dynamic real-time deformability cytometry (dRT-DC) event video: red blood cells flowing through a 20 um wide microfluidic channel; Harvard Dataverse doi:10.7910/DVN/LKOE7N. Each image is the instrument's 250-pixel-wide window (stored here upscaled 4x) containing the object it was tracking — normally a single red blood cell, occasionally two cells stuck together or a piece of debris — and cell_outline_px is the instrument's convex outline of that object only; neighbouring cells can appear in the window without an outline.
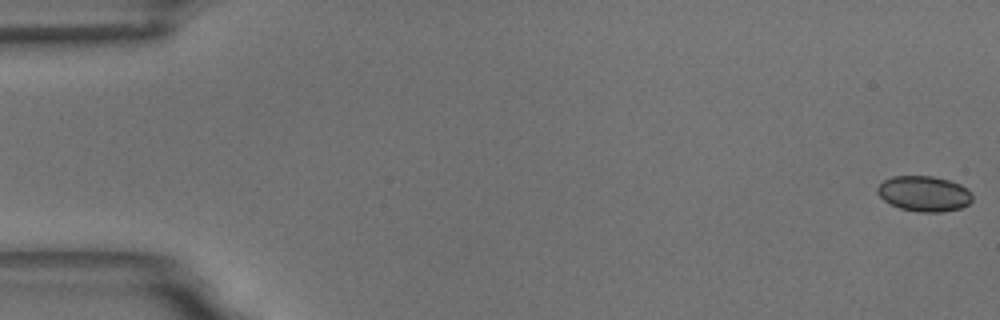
{"species": "common noctule bat (a hibernating species)", "species_latin": "Nyctalus noctula", "temperature_condition": "room temperature", "stored_images_in_passage": 59, "camera_frame_rate_fps": 3000, "um_per_image_px": 0.085, "animal": {"sex": "male", "body_mass_g": 18.8}, "frame": {"image": 1, "passage_image": 1, "time_ms": 0.0, "image_size_px": [1000, 320], "cell_outline_px": [[972, 200], [968, 204], [960, 208], [944, 212], [920, 212], [900, 208], [884, 200], [876, 192], [876, 188], [884, 180], [892, 176], [932, 176], [948, 180], [960, 184], [972, 192]], "centroid_in_image_um": [78.55, 16.46], "position_along_channel_um": 6.4, "area_um2": 19.59}}
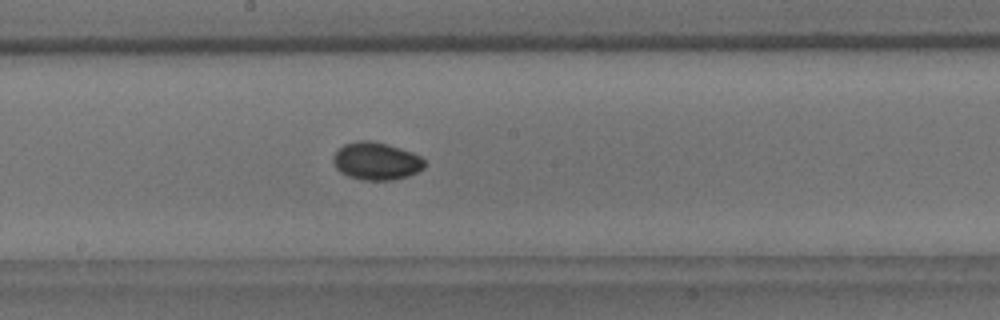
{"frame": {"image": 2, "passage_image": 32, "time_ms": 10.333, "image_size_px": [1000, 320], "cell_outline_px": [[424, 168], [408, 176], [392, 180], [364, 180], [348, 176], [340, 172], [336, 168], [332, 160], [332, 156], [344, 144], [360, 140], [372, 140], [412, 152], [420, 156], [424, 160]], "centroid_in_image_um": [31.96, 13.69], "position_along_channel_um": 216.2, "area_um2": 19.94}}
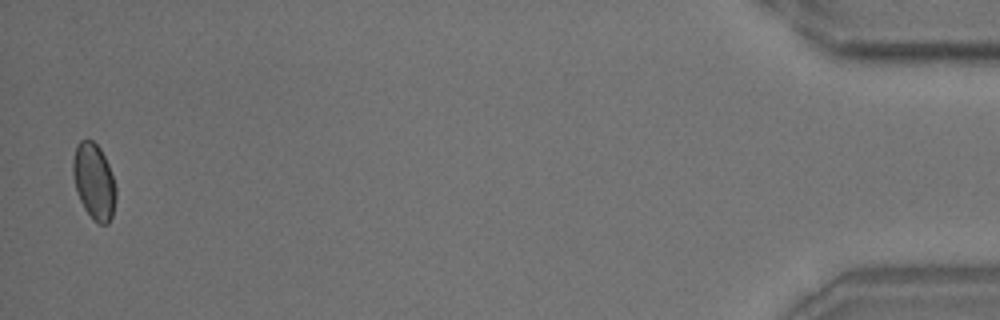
{"frame": {"image": 3, "passage_image": 58, "time_ms": 19.0, "image_size_px": [1000, 320], "cell_outline_px": [[116, 196], [112, 216], [108, 224], [100, 224], [92, 220], [84, 208], [76, 192], [72, 172], [72, 160], [76, 144], [80, 140], [92, 140], [100, 148], [108, 164], [116, 188]], "centroid_in_image_um": [7.97, 15.43], "position_along_channel_um": 427.2, "area_um2": 19.13}, "authors_computed_cell_mechanics": {"area_um2": 19.1318, "velocity_mm_per_s": 3.4704, "shape_relaxation_time_tau1_ms": 6.4361, "shape_relaxation_time_tau2_ms": 4.1922, "deformation_change_tau1": 0.0665, "deformation_change_tau2": 0.0394}}